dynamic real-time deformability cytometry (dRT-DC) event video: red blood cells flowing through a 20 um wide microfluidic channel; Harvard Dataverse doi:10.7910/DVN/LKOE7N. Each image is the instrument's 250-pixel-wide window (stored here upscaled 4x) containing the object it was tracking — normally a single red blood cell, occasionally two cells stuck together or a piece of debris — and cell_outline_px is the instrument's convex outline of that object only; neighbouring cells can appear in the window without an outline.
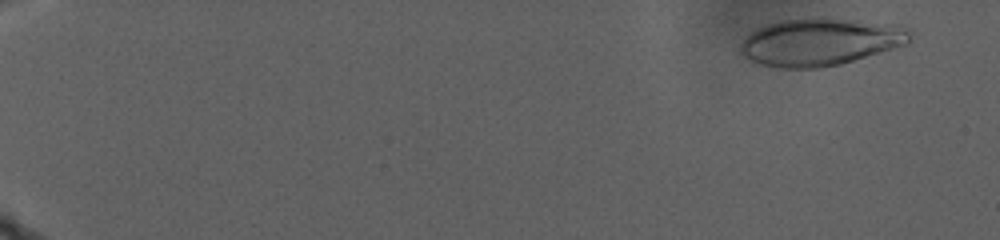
{"species": "human", "species_latin": "Homo sapiens", "temperature_condition": "warm", "stored_images_in_passage": 36, "camera_frame_rate_fps": 3000, "um_per_image_px": 0.085, "donor": {"sex": "male"}, "frame": {"image": 1, "passage_image": 3, "time_ms": 2.0, "image_size_px": [1000, 240], "cell_outline_px": [[908, 44], [840, 64], [816, 68], [780, 68], [760, 64], [748, 60], [740, 52], [740, 44], [752, 32], [768, 24], [780, 20], [812, 16], [824, 16], [904, 24], [908, 32]], "centroid_in_image_um": [69.75, 3.53], "position_along_channel_um": 15.3, "area_um2": 47.45}}
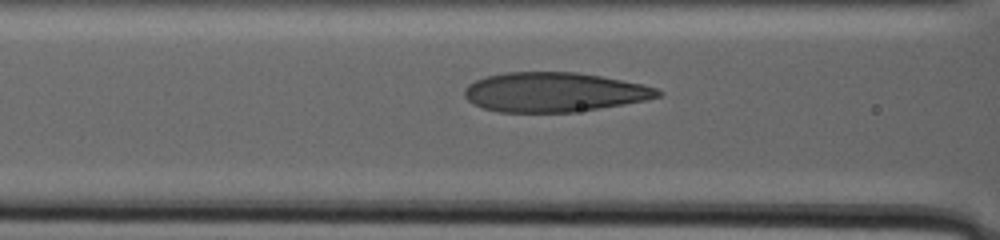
{"frame": {"image": 2, "passage_image": 23, "time_ms": 15.667, "image_size_px": [1000, 240], "cell_outline_px": [[664, 92], [660, 96], [644, 100], [572, 112], [500, 112], [484, 108], [472, 104], [464, 96], [464, 88], [468, 84], [484, 76], [504, 72], [576, 72], [600, 76], [640, 84], [656, 88]], "centroid_in_image_um": [47.02, 7.82], "position_along_channel_um": 119.6, "area_um2": 44.16}}
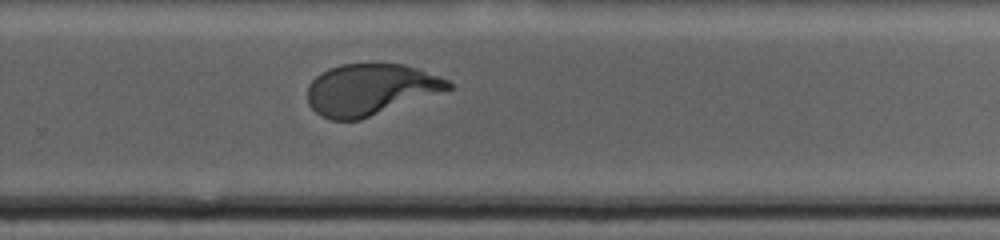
{"frame": {"image": 3, "passage_image": 36, "time_ms": 23.667, "image_size_px": [1000, 240], "cell_outline_px": [[452, 88], [360, 120], [332, 120], [320, 116], [308, 104], [308, 84], [320, 72], [328, 68], [340, 64], [404, 64], [420, 68], [448, 80], [452, 84]], "centroid_in_image_um": [31.45, 7.6], "position_along_channel_um": 298.4, "area_um2": 42.08}}